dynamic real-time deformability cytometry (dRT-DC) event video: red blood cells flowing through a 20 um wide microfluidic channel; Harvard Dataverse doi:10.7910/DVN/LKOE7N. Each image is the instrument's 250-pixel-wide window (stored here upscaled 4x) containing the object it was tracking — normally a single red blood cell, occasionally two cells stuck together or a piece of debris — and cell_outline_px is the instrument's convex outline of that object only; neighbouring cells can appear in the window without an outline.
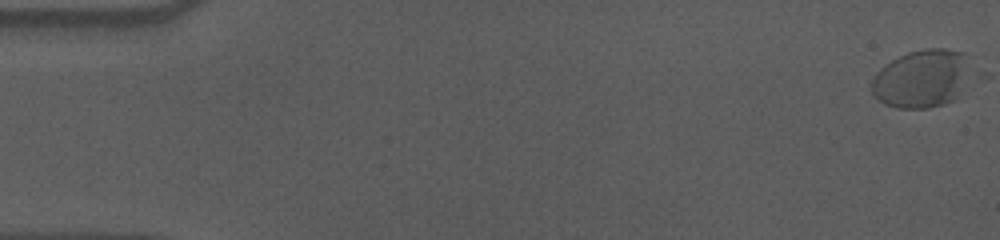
{"species": "human", "species_latin": "Homo sapiens", "temperature_condition": "cold", "stored_images_in_passage": 59, "camera_frame_rate_fps": 3000, "um_per_image_px": 0.085, "donor": {"sex": "male"}, "frame": {"image": 1, "passage_image": 1, "time_ms": 0.0, "image_size_px": [1000, 240], "cell_outline_px": [[964, 52], [956, 100], [944, 104], [928, 108], [896, 108], [884, 104], [872, 92], [872, 80], [876, 72], [884, 64], [908, 52], [924, 48], [944, 48]], "centroid_in_image_um": [78.17, 6.7], "position_along_channel_um": 6.8, "area_um2": 32.02}}
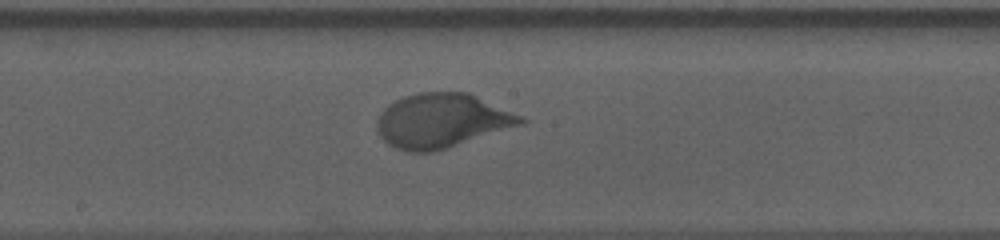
{"frame": {"image": 2, "passage_image": 32, "time_ms": 10.333, "image_size_px": [1000, 240], "cell_outline_px": [[528, 120], [524, 124], [436, 152], [408, 152], [396, 148], [388, 144], [380, 136], [376, 128], [376, 120], [380, 112], [388, 104], [404, 96], [420, 92], [468, 92], [520, 116]], "centroid_in_image_um": [37.52, 10.27], "position_along_channel_um": 210.7, "area_um2": 45.55}}
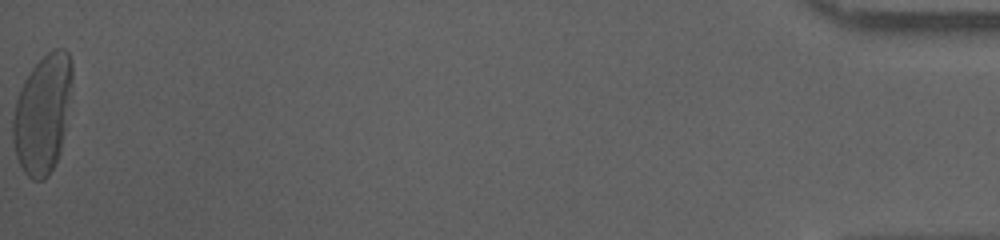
{"frame": {"image": 3, "passage_image": 59, "time_ms": 19.333, "image_size_px": [1000, 240], "cell_outline_px": [[72, 80], [64, 132], [60, 152], [56, 164], [48, 176], [44, 180], [32, 180], [24, 172], [16, 156], [12, 140], [12, 120], [16, 100], [20, 88], [24, 80], [32, 68], [52, 48], [64, 48], [68, 52], [72, 64]], "centroid_in_image_um": [3.61, 9.69], "position_along_channel_um": 431.6, "area_um2": 41.04}, "authors_computed_cell_mechanics": {"area_um2": 41.038, "velocity_mm_per_s": 3.5493, "shape_relaxation_time_tau1_ms": 3.9671, "shape_relaxation_time_tau2_ms": null, "deformation_change_tau1": 0.1778, "deformation_change_tau2": null}}